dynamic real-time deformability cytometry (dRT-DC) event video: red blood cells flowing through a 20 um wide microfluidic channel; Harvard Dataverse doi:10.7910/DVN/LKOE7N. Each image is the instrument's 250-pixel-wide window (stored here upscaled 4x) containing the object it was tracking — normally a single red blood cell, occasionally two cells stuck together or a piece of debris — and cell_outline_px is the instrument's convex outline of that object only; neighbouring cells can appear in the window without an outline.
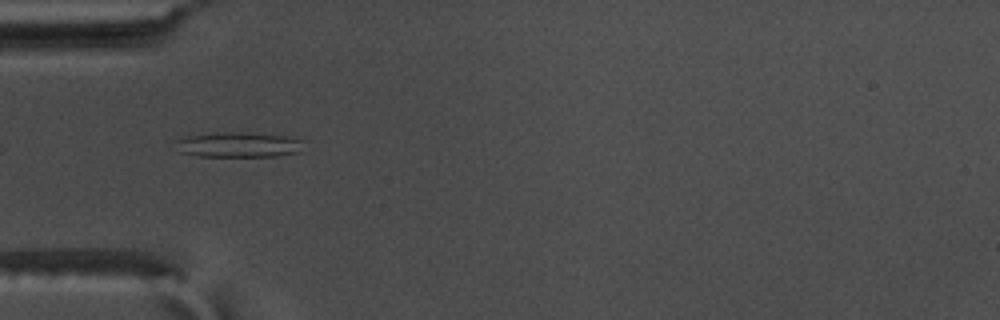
{"species": "common noctule bat (a hibernating species)", "species_latin": "Nyctalus noctula", "temperature_condition": "warm", "stored_images_in_passage": 41, "camera_frame_rate_fps": 3000, "um_per_image_px": 0.085, "animal": {"sex": "male", "body_mass_g": 17.5, "forearm_length_mm": 52.3}, "frame": {"image": 1, "passage_image": 3, "time_ms": 0.667, "image_size_px": [1000, 320], "cell_outline_px": [[304, 140], [300, 152], [276, 156], [200, 156], [180, 152], [176, 140], [188, 136], [224, 132], [240, 132], [284, 136]], "centroid_in_image_um": [20.32, 12.31], "position_along_channel_um": 64.7, "area_um2": 18.44}}
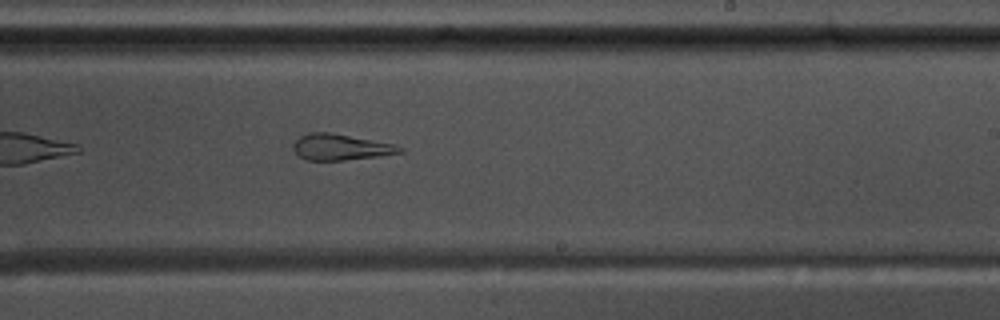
{"frame": {"image": 2, "passage_image": 19, "time_ms": 6.0, "image_size_px": [1000, 320], "cell_outline_px": [[404, 152], [380, 156], [344, 160], [304, 160], [292, 148], [292, 144], [300, 136], [308, 132], [328, 132], [392, 144], [404, 148]], "centroid_in_image_um": [28.92, 12.51], "position_along_channel_um": 260.1, "area_um2": 16.01}}
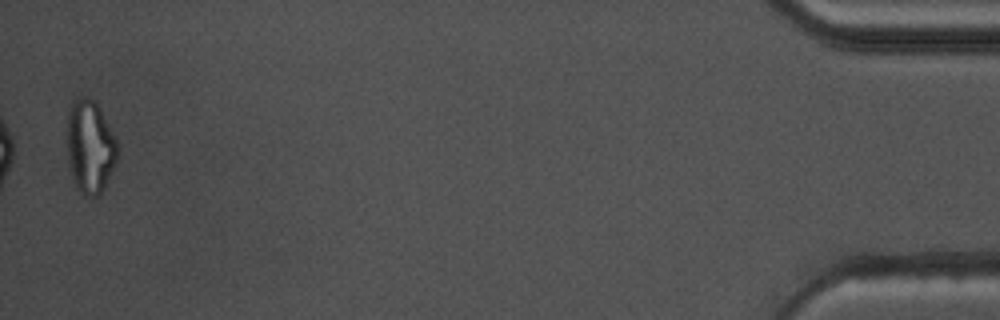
{"frame": {"image": 3, "passage_image": 40, "time_ms": 13.0, "image_size_px": [1000, 320], "cell_outline_px": [[116, 160], [104, 188], [100, 196], [88, 196], [80, 192], [76, 188], [68, 156], [68, 112], [72, 104], [76, 100], [84, 96], [92, 100], [100, 108], [116, 140]], "centroid_in_image_um": [7.65, 12.49], "position_along_channel_um": 427.5, "area_um2": 26.53}, "authors_computed_cell_mechanics": {"area_um2": 17.629, "velocity_mm_per_s": 3.6846, "shape_relaxation_time_tau1_ms": null, "shape_relaxation_time_tau2_ms": 2.3171, "deformation_change_tau1": null, "deformation_change_tau2": 0.1337}}